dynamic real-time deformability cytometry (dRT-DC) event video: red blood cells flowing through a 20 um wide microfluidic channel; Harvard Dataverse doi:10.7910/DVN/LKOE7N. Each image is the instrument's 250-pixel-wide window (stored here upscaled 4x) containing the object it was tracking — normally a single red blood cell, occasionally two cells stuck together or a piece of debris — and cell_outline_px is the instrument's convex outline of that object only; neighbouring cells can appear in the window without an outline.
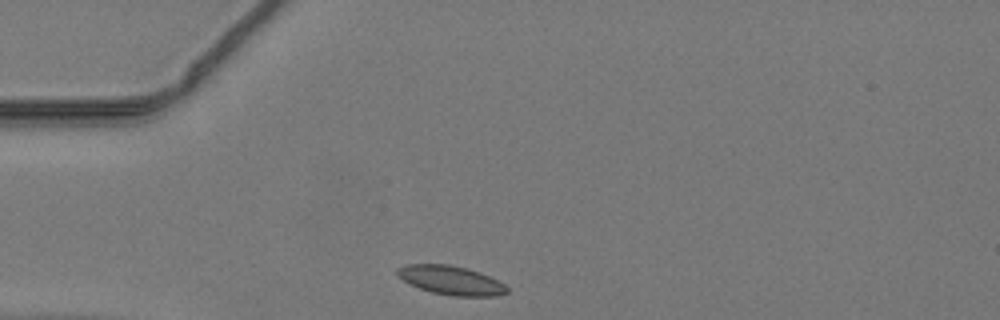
{"species": "common noctule bat (a hibernating species)", "species_latin": "Nyctalus noctula", "temperature_condition": "warm", "stored_images_in_passage": 36, "camera_frame_rate_fps": 3000, "um_per_image_px": 0.085, "animal": {"sex": "male", "body_mass_g": 19.2, "forearm_length_mm": 51.8}, "frame": {"image": 1, "passage_image": 1, "time_ms": 0.0, "image_size_px": [1000, 320], "cell_outline_px": [[508, 292], [496, 296], [452, 296], [432, 292], [420, 288], [396, 276], [396, 268], [404, 264], [448, 264], [468, 268], [480, 272], [504, 284], [508, 288]], "centroid_in_image_um": [38.31, 23.81], "position_along_channel_um": 46.7, "area_um2": 18.5}}
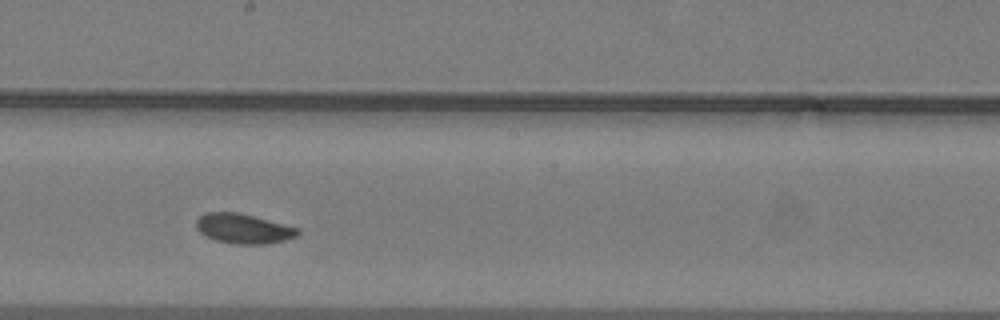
{"frame": {"image": 2, "passage_image": 15, "time_ms": 4.667, "image_size_px": [1000, 320], "cell_outline_px": [[300, 232], [296, 236], [284, 240], [268, 244], [236, 244], [216, 240], [200, 232], [196, 228], [196, 220], [200, 216], [208, 212], [236, 212], [300, 228]], "centroid_in_image_um": [20.7, 19.44], "position_along_channel_um": 227.5, "area_um2": 17.4}}
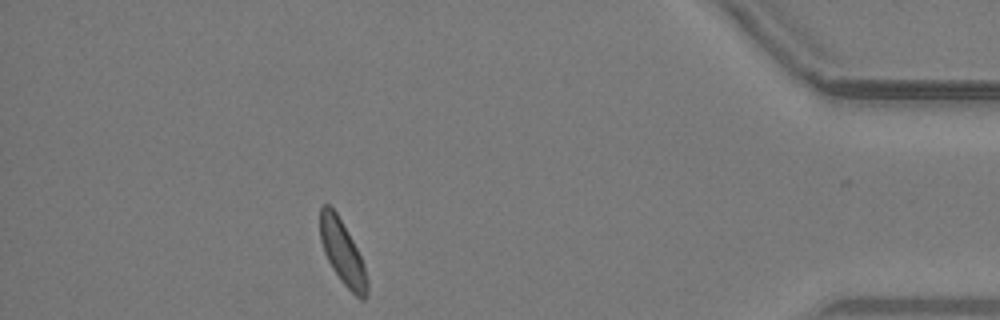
{"frame": {"image": 3, "passage_image": 31, "time_ms": 10.0, "image_size_px": [1000, 320], "cell_outline_px": [[368, 296], [364, 300], [360, 300], [340, 280], [332, 268], [324, 252], [320, 240], [320, 204], [328, 204], [336, 212], [352, 240], [364, 264], [368, 280]], "centroid_in_image_um": [29.11, 21.49], "position_along_channel_um": 406.1, "area_um2": 17.51}}